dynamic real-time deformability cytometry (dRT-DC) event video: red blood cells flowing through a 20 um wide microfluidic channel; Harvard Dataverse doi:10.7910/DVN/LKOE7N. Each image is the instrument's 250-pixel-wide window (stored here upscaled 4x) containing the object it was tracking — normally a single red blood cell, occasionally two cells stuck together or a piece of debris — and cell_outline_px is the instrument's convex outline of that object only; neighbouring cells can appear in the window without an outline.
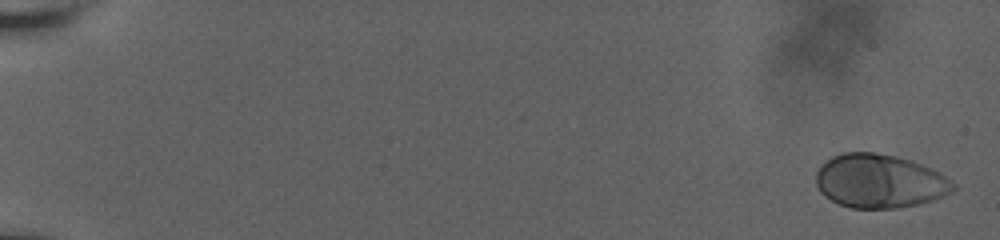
{"species": "human", "species_latin": "Homo sapiens", "temperature_condition": "room temperature", "stored_images_in_passage": 50, "camera_frame_rate_fps": 3000, "um_per_image_px": 0.085, "donor": {"sex": "male"}, "frame": {"image": 1, "passage_image": 1, "time_ms": 0.0, "image_size_px": [1000, 240], "cell_outline_px": [[956, 188], [952, 192], [932, 200], [916, 204], [896, 208], [852, 208], [840, 204], [824, 196], [820, 192], [816, 184], [816, 172], [832, 156], [844, 152], [876, 152], [896, 156], [912, 160], [932, 168], [956, 184]], "centroid_in_image_um": [74.77, 15.39], "position_along_channel_um": 10.2, "area_um2": 42.89}}
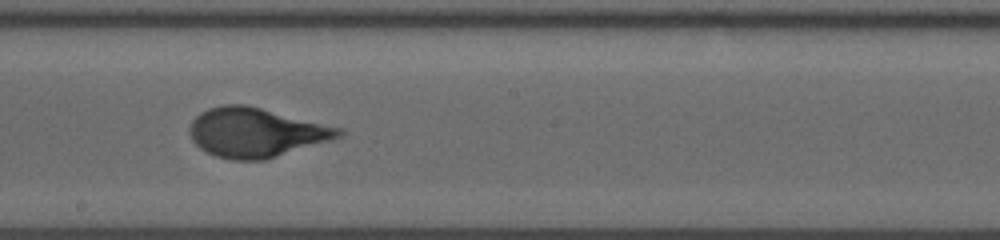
{"frame": {"image": 2, "passage_image": 27, "time_ms": 11.667, "image_size_px": [1000, 240], "cell_outline_px": [[344, 132], [340, 136], [328, 140], [264, 160], [232, 160], [216, 156], [200, 148], [192, 140], [192, 120], [200, 112], [208, 108], [224, 104], [244, 104], [340, 128]], "centroid_in_image_um": [21.7, 11.26], "position_along_channel_um": 226.5, "area_um2": 41.79}}
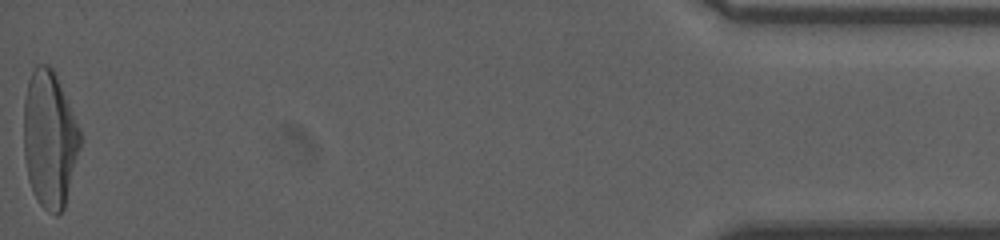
{"frame": {"image": 3, "passage_image": 50, "time_ms": 19.667, "image_size_px": [1000, 240], "cell_outline_px": [[80, 148], [64, 208], [56, 216], [48, 212], [40, 204], [32, 192], [28, 180], [24, 156], [24, 100], [28, 80], [36, 64], [48, 64], [52, 68], [56, 76], [80, 128]], "centroid_in_image_um": [4.2, 11.85], "position_along_channel_um": 431.0, "area_um2": 44.91}, "authors_computed_cell_mechanics": {"area_um2": 41.8183, "velocity_mm_per_s": 3.6192, "shape_relaxation_time_tau1_ms": 4.4873, "shape_relaxation_time_tau2_ms": null, "deformation_change_tau1": 0.23, "deformation_change_tau2": null}}